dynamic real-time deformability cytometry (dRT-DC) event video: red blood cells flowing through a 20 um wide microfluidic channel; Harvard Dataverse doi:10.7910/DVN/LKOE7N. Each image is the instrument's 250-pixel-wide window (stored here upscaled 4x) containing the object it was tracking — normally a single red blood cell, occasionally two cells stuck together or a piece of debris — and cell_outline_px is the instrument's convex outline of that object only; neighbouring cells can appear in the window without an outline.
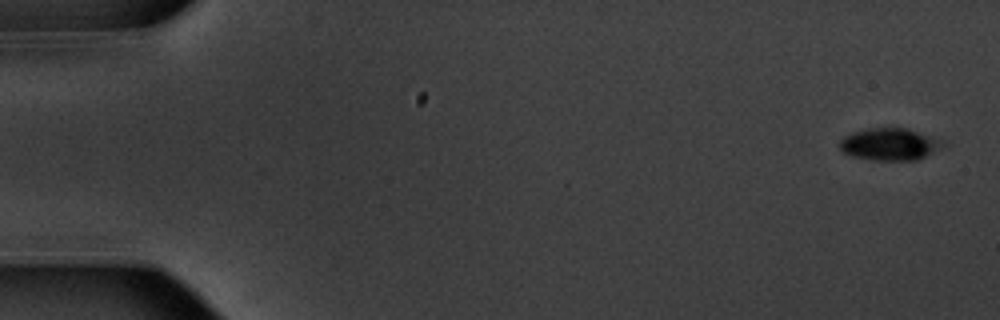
{"species": "common noctule bat (a hibernating species)", "species_latin": "Nyctalus noctula", "temperature_condition": "warm", "stored_images_in_passage": 54, "camera_frame_rate_fps": 3000, "um_per_image_px": 0.085, "animal": {"sex": "male", "body_mass_g": 20.1, "forearm_length_mm": 53.5}, "frame": {"image": 1, "passage_image": 1, "time_ms": 0.0, "image_size_px": [1000, 320], "cell_outline_px": [[952, 144], [916, 160], [876, 160], [852, 156], [844, 152], [840, 148], [840, 140], [844, 136], [852, 132], [868, 128], [908, 128], [944, 140]], "centroid_in_image_um": [75.71, 12.25], "position_along_channel_um": 9.3, "area_um2": 19.59}}
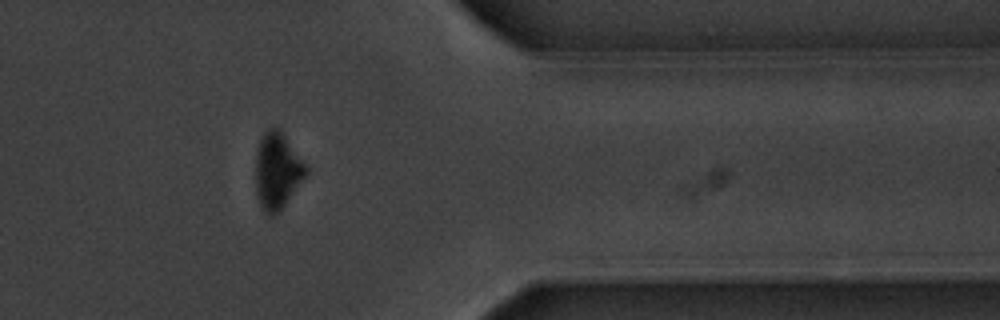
{"frame": {"image": 2, "passage_image": 44, "time_ms": 14.333, "image_size_px": [1000, 320], "cell_outline_px": [[308, 172], [280, 212], [272, 216], [268, 216], [264, 212], [256, 196], [256, 148], [264, 132], [268, 128], [276, 128], [284, 136], [308, 168]], "centroid_in_image_um": [23.54, 14.58], "position_along_channel_um": 387.9, "area_um2": 22.2}}
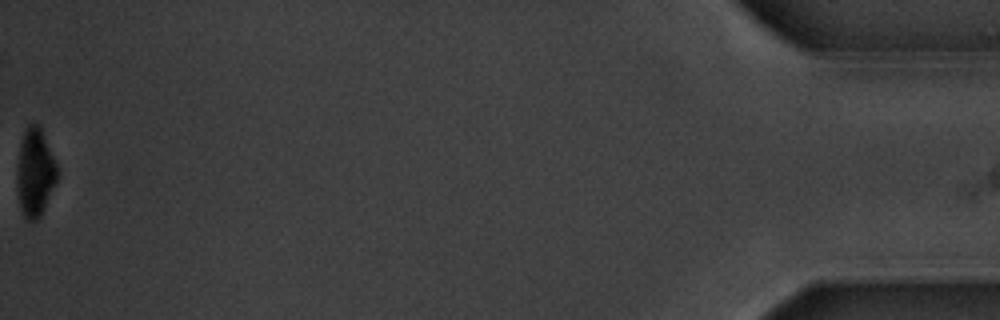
{"frame": {"image": 3, "passage_image": 54, "time_ms": 17.667, "image_size_px": [1000, 320], "cell_outline_px": [[56, 180], [40, 216], [36, 220], [24, 220], [20, 208], [16, 180], [16, 172], [20, 144], [24, 132], [28, 124], [36, 124], [40, 128], [56, 164]], "centroid_in_image_um": [2.93, 14.7], "position_along_channel_um": 432.3, "area_um2": 20.11}, "authors_computed_cell_mechanics": {"area_um2": 22.1085, "velocity_mm_per_s": 3.7624, "shape_relaxation_time_tau1_ms": 2.3396, "shape_relaxation_time_tau2_ms": null, "deformation_change_tau1": 0.1705, "deformation_change_tau2": null}}